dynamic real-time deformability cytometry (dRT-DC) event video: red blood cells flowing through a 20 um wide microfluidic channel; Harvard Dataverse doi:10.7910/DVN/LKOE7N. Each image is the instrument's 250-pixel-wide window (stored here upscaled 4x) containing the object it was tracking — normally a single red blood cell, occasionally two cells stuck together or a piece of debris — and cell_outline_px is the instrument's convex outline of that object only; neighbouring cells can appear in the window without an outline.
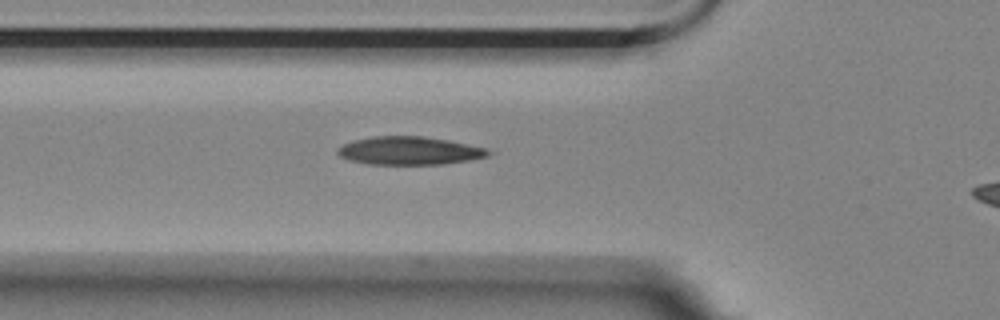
{"species": "Egyptian fruit bat (a non-hibernating species)", "species_latin": "Rousettus aegyptiacus", "temperature_condition": "room temperature", "stored_images_in_passage": 4, "segment_of_instrument_passage": [1, 2], "camera_frame_rate_fps": 3000, "um_per_image_px": 0.085, "animal": {"sex": "female"}, "frame": {"image": 1, "passage_image": 3, "time_ms": 0.667, "image_size_px": [1000, 320], "cell_outline_px": [[496, 152], [488, 156], [468, 160], [440, 164], [368, 164], [348, 160], [340, 156], [336, 152], [336, 148], [344, 144], [356, 140], [372, 136], [424, 136], [448, 140], [484, 148]], "centroid_in_image_um": [34.78, 12.81], "position_along_channel_um": 91.0, "area_um2": 24.62}}